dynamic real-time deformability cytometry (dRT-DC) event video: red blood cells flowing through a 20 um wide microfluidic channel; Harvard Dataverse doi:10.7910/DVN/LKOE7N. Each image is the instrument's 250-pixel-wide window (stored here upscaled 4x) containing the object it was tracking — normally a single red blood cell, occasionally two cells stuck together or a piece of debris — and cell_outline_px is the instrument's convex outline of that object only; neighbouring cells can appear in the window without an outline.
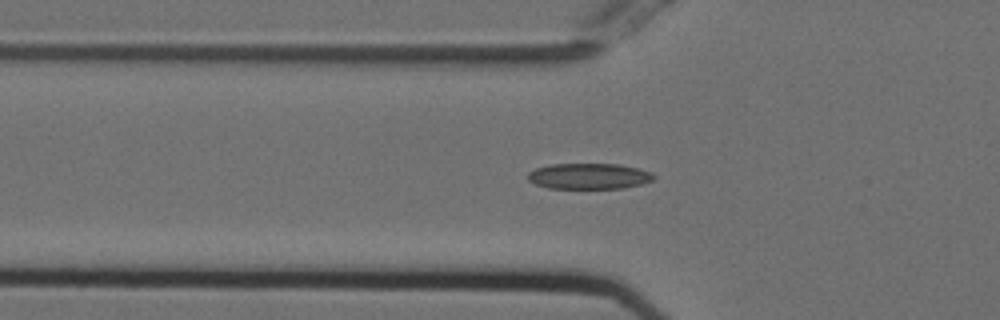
{"species": "Egyptian fruit bat (a non-hibernating species)", "species_latin": "Rousettus aegyptiacus", "temperature_condition": "cold", "stored_images_in_passage": 52, "camera_frame_rate_fps": 3000, "um_per_image_px": 0.085, "animal": {"sex": "female"}, "frame": {"image": 1, "passage_image": 19, "time_ms": 6.0, "image_size_px": [1000, 320], "cell_outline_px": [[656, 176], [652, 180], [640, 184], [620, 188], [548, 188], [536, 184], [528, 180], [528, 172], [536, 168], [552, 164], [620, 164], [652, 172]], "centroid_in_image_um": [50.05, 14.97], "position_along_channel_um": 75.7, "area_um2": 18.79}}
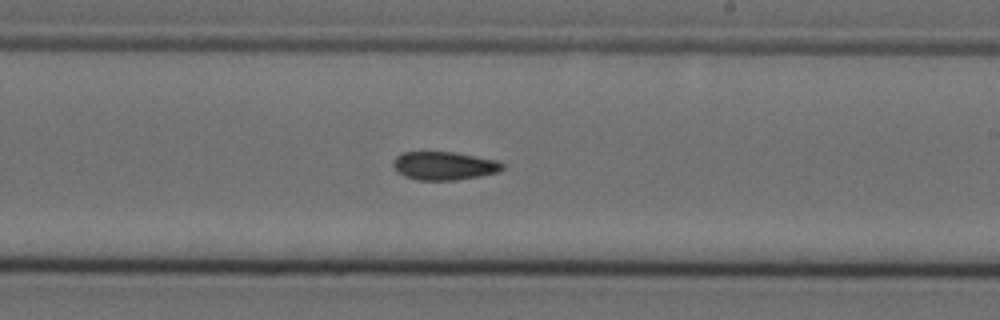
{"frame": {"image": 2, "passage_image": 33, "time_ms": 10.667, "image_size_px": [1000, 320], "cell_outline_px": [[504, 168], [496, 172], [480, 176], [456, 180], [416, 180], [404, 176], [396, 172], [392, 164], [392, 160], [396, 156], [404, 152], [452, 152], [500, 160], [504, 164]], "centroid_in_image_um": [37.73, 14.09], "position_along_channel_um": 251.3, "area_um2": 18.21}}
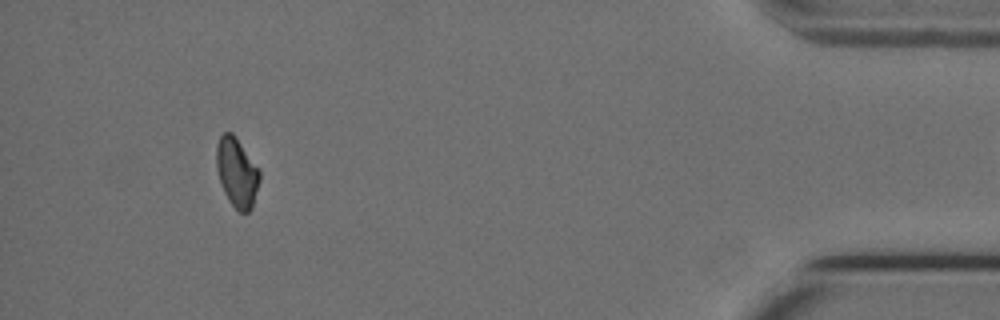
{"frame": {"image": 3, "passage_image": 51, "time_ms": 16.667, "image_size_px": [1000, 320], "cell_outline_px": [[260, 180], [252, 208], [248, 212], [240, 212], [228, 200], [224, 192], [216, 168], [216, 144], [220, 136], [224, 132], [232, 132], [260, 168]], "centroid_in_image_um": [20.14, 14.64], "position_along_channel_um": 415.1, "area_um2": 17.57}}